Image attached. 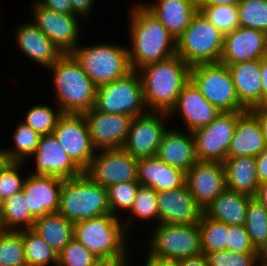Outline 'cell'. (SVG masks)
Masks as SVG:
<instances>
[{"label": "cell", "instance_id": "obj_38", "mask_svg": "<svg viewBox=\"0 0 267 266\" xmlns=\"http://www.w3.org/2000/svg\"><path fill=\"white\" fill-rule=\"evenodd\" d=\"M237 7L239 27L267 33V0H241Z\"/></svg>", "mask_w": 267, "mask_h": 266}, {"label": "cell", "instance_id": "obj_60", "mask_svg": "<svg viewBox=\"0 0 267 266\" xmlns=\"http://www.w3.org/2000/svg\"><path fill=\"white\" fill-rule=\"evenodd\" d=\"M4 200L2 199V197L0 196V211H3V207H4Z\"/></svg>", "mask_w": 267, "mask_h": 266}, {"label": "cell", "instance_id": "obj_4", "mask_svg": "<svg viewBox=\"0 0 267 266\" xmlns=\"http://www.w3.org/2000/svg\"><path fill=\"white\" fill-rule=\"evenodd\" d=\"M120 218L108 213L75 222L74 238L97 257H127V235L132 220L123 219L127 220L124 222Z\"/></svg>", "mask_w": 267, "mask_h": 266}, {"label": "cell", "instance_id": "obj_43", "mask_svg": "<svg viewBox=\"0 0 267 266\" xmlns=\"http://www.w3.org/2000/svg\"><path fill=\"white\" fill-rule=\"evenodd\" d=\"M24 163L25 161H7L0 169V196L4 201L22 191L25 178L23 179L20 170Z\"/></svg>", "mask_w": 267, "mask_h": 266}, {"label": "cell", "instance_id": "obj_42", "mask_svg": "<svg viewBox=\"0 0 267 266\" xmlns=\"http://www.w3.org/2000/svg\"><path fill=\"white\" fill-rule=\"evenodd\" d=\"M128 213L147 221H152L154 219V221H158L157 224H159L157 192L151 187L140 185L133 206Z\"/></svg>", "mask_w": 267, "mask_h": 266}, {"label": "cell", "instance_id": "obj_2", "mask_svg": "<svg viewBox=\"0 0 267 266\" xmlns=\"http://www.w3.org/2000/svg\"><path fill=\"white\" fill-rule=\"evenodd\" d=\"M190 69L177 54L141 67L138 73L147 111L169 113L182 88L190 81Z\"/></svg>", "mask_w": 267, "mask_h": 266}, {"label": "cell", "instance_id": "obj_25", "mask_svg": "<svg viewBox=\"0 0 267 266\" xmlns=\"http://www.w3.org/2000/svg\"><path fill=\"white\" fill-rule=\"evenodd\" d=\"M137 181L154 191H167L185 185L186 172L172 167L157 156L138 159Z\"/></svg>", "mask_w": 267, "mask_h": 266}, {"label": "cell", "instance_id": "obj_50", "mask_svg": "<svg viewBox=\"0 0 267 266\" xmlns=\"http://www.w3.org/2000/svg\"><path fill=\"white\" fill-rule=\"evenodd\" d=\"M128 257H97L91 266H129Z\"/></svg>", "mask_w": 267, "mask_h": 266}, {"label": "cell", "instance_id": "obj_24", "mask_svg": "<svg viewBox=\"0 0 267 266\" xmlns=\"http://www.w3.org/2000/svg\"><path fill=\"white\" fill-rule=\"evenodd\" d=\"M15 36L21 53L44 68H50L63 55L33 22L18 25Z\"/></svg>", "mask_w": 267, "mask_h": 266}, {"label": "cell", "instance_id": "obj_15", "mask_svg": "<svg viewBox=\"0 0 267 266\" xmlns=\"http://www.w3.org/2000/svg\"><path fill=\"white\" fill-rule=\"evenodd\" d=\"M164 118H169L168 113L155 111L132 118L123 149L135 159L156 156L163 135L168 130Z\"/></svg>", "mask_w": 267, "mask_h": 266}, {"label": "cell", "instance_id": "obj_49", "mask_svg": "<svg viewBox=\"0 0 267 266\" xmlns=\"http://www.w3.org/2000/svg\"><path fill=\"white\" fill-rule=\"evenodd\" d=\"M259 183L267 181V146L255 157Z\"/></svg>", "mask_w": 267, "mask_h": 266}, {"label": "cell", "instance_id": "obj_31", "mask_svg": "<svg viewBox=\"0 0 267 266\" xmlns=\"http://www.w3.org/2000/svg\"><path fill=\"white\" fill-rule=\"evenodd\" d=\"M31 229L58 253L74 238V223L58 212L37 218Z\"/></svg>", "mask_w": 267, "mask_h": 266}, {"label": "cell", "instance_id": "obj_1", "mask_svg": "<svg viewBox=\"0 0 267 266\" xmlns=\"http://www.w3.org/2000/svg\"><path fill=\"white\" fill-rule=\"evenodd\" d=\"M130 15L128 55L132 70L176 54V40L141 1L133 6Z\"/></svg>", "mask_w": 267, "mask_h": 266}, {"label": "cell", "instance_id": "obj_17", "mask_svg": "<svg viewBox=\"0 0 267 266\" xmlns=\"http://www.w3.org/2000/svg\"><path fill=\"white\" fill-rule=\"evenodd\" d=\"M89 127L92 145L96 150L123 148L133 117L106 114L93 107L83 113Z\"/></svg>", "mask_w": 267, "mask_h": 266}, {"label": "cell", "instance_id": "obj_53", "mask_svg": "<svg viewBox=\"0 0 267 266\" xmlns=\"http://www.w3.org/2000/svg\"><path fill=\"white\" fill-rule=\"evenodd\" d=\"M241 0H196L197 8L212 7L216 5H234L237 6Z\"/></svg>", "mask_w": 267, "mask_h": 266}, {"label": "cell", "instance_id": "obj_40", "mask_svg": "<svg viewBox=\"0 0 267 266\" xmlns=\"http://www.w3.org/2000/svg\"><path fill=\"white\" fill-rule=\"evenodd\" d=\"M140 184L138 181L124 182L111 185L107 188L110 213L119 217L117 213L130 211ZM120 211V212H118Z\"/></svg>", "mask_w": 267, "mask_h": 266}, {"label": "cell", "instance_id": "obj_8", "mask_svg": "<svg viewBox=\"0 0 267 266\" xmlns=\"http://www.w3.org/2000/svg\"><path fill=\"white\" fill-rule=\"evenodd\" d=\"M190 80L220 112L247 111L238 100L227 65L220 62L194 65L190 69Z\"/></svg>", "mask_w": 267, "mask_h": 266}, {"label": "cell", "instance_id": "obj_58", "mask_svg": "<svg viewBox=\"0 0 267 266\" xmlns=\"http://www.w3.org/2000/svg\"><path fill=\"white\" fill-rule=\"evenodd\" d=\"M8 230L6 229L3 218H2V211H0V235L6 233Z\"/></svg>", "mask_w": 267, "mask_h": 266}, {"label": "cell", "instance_id": "obj_61", "mask_svg": "<svg viewBox=\"0 0 267 266\" xmlns=\"http://www.w3.org/2000/svg\"><path fill=\"white\" fill-rule=\"evenodd\" d=\"M265 58H267V43H266V52H265Z\"/></svg>", "mask_w": 267, "mask_h": 266}, {"label": "cell", "instance_id": "obj_39", "mask_svg": "<svg viewBox=\"0 0 267 266\" xmlns=\"http://www.w3.org/2000/svg\"><path fill=\"white\" fill-rule=\"evenodd\" d=\"M0 266H27L23 246V230L0 235Z\"/></svg>", "mask_w": 267, "mask_h": 266}, {"label": "cell", "instance_id": "obj_23", "mask_svg": "<svg viewBox=\"0 0 267 266\" xmlns=\"http://www.w3.org/2000/svg\"><path fill=\"white\" fill-rule=\"evenodd\" d=\"M174 129L164 133L156 156L168 165L187 172L198 161L194 136L187 130L183 133Z\"/></svg>", "mask_w": 267, "mask_h": 266}, {"label": "cell", "instance_id": "obj_22", "mask_svg": "<svg viewBox=\"0 0 267 266\" xmlns=\"http://www.w3.org/2000/svg\"><path fill=\"white\" fill-rule=\"evenodd\" d=\"M180 113L181 120L187 131L194 130L210 124L221 112L209 103L200 90L190 80L181 90L177 102L168 115Z\"/></svg>", "mask_w": 267, "mask_h": 266}, {"label": "cell", "instance_id": "obj_9", "mask_svg": "<svg viewBox=\"0 0 267 266\" xmlns=\"http://www.w3.org/2000/svg\"><path fill=\"white\" fill-rule=\"evenodd\" d=\"M153 231L146 258L177 261L202 254L198 224L159 223Z\"/></svg>", "mask_w": 267, "mask_h": 266}, {"label": "cell", "instance_id": "obj_20", "mask_svg": "<svg viewBox=\"0 0 267 266\" xmlns=\"http://www.w3.org/2000/svg\"><path fill=\"white\" fill-rule=\"evenodd\" d=\"M62 183L63 179L54 176L31 173L25 177L22 192L35 219L58 211Z\"/></svg>", "mask_w": 267, "mask_h": 266}, {"label": "cell", "instance_id": "obj_36", "mask_svg": "<svg viewBox=\"0 0 267 266\" xmlns=\"http://www.w3.org/2000/svg\"><path fill=\"white\" fill-rule=\"evenodd\" d=\"M244 227L251 244L258 250L267 238V209L254 197L248 202Z\"/></svg>", "mask_w": 267, "mask_h": 266}, {"label": "cell", "instance_id": "obj_30", "mask_svg": "<svg viewBox=\"0 0 267 266\" xmlns=\"http://www.w3.org/2000/svg\"><path fill=\"white\" fill-rule=\"evenodd\" d=\"M252 197L225 189L203 211L216 221L226 225H244L248 202Z\"/></svg>", "mask_w": 267, "mask_h": 266}, {"label": "cell", "instance_id": "obj_37", "mask_svg": "<svg viewBox=\"0 0 267 266\" xmlns=\"http://www.w3.org/2000/svg\"><path fill=\"white\" fill-rule=\"evenodd\" d=\"M55 109L48 104L38 103V105L36 104L29 108L22 122L41 136L53 134L59 118L63 115L62 110L58 106Z\"/></svg>", "mask_w": 267, "mask_h": 266}, {"label": "cell", "instance_id": "obj_51", "mask_svg": "<svg viewBox=\"0 0 267 266\" xmlns=\"http://www.w3.org/2000/svg\"><path fill=\"white\" fill-rule=\"evenodd\" d=\"M250 111L257 117L259 120L265 141L267 144V105H260L250 109Z\"/></svg>", "mask_w": 267, "mask_h": 266}, {"label": "cell", "instance_id": "obj_46", "mask_svg": "<svg viewBox=\"0 0 267 266\" xmlns=\"http://www.w3.org/2000/svg\"><path fill=\"white\" fill-rule=\"evenodd\" d=\"M227 250L232 252H257L250 242L244 225L228 226Z\"/></svg>", "mask_w": 267, "mask_h": 266}, {"label": "cell", "instance_id": "obj_54", "mask_svg": "<svg viewBox=\"0 0 267 266\" xmlns=\"http://www.w3.org/2000/svg\"><path fill=\"white\" fill-rule=\"evenodd\" d=\"M262 73V105H267V58L260 59Z\"/></svg>", "mask_w": 267, "mask_h": 266}, {"label": "cell", "instance_id": "obj_10", "mask_svg": "<svg viewBox=\"0 0 267 266\" xmlns=\"http://www.w3.org/2000/svg\"><path fill=\"white\" fill-rule=\"evenodd\" d=\"M93 108L106 114H123L136 117L147 109L143 101L142 81L136 70L122 78L97 87Z\"/></svg>", "mask_w": 267, "mask_h": 266}, {"label": "cell", "instance_id": "obj_14", "mask_svg": "<svg viewBox=\"0 0 267 266\" xmlns=\"http://www.w3.org/2000/svg\"><path fill=\"white\" fill-rule=\"evenodd\" d=\"M137 162L138 159L123 148L97 150L84 173L108 188L118 183L137 181Z\"/></svg>", "mask_w": 267, "mask_h": 266}, {"label": "cell", "instance_id": "obj_45", "mask_svg": "<svg viewBox=\"0 0 267 266\" xmlns=\"http://www.w3.org/2000/svg\"><path fill=\"white\" fill-rule=\"evenodd\" d=\"M208 266H259L257 252H232L228 250L207 253Z\"/></svg>", "mask_w": 267, "mask_h": 266}, {"label": "cell", "instance_id": "obj_7", "mask_svg": "<svg viewBox=\"0 0 267 266\" xmlns=\"http://www.w3.org/2000/svg\"><path fill=\"white\" fill-rule=\"evenodd\" d=\"M224 35L198 11L176 41V54L190 67L218 63L223 50Z\"/></svg>", "mask_w": 267, "mask_h": 266}, {"label": "cell", "instance_id": "obj_35", "mask_svg": "<svg viewBox=\"0 0 267 266\" xmlns=\"http://www.w3.org/2000/svg\"><path fill=\"white\" fill-rule=\"evenodd\" d=\"M198 227L202 254L227 250L228 225L213 220L202 213Z\"/></svg>", "mask_w": 267, "mask_h": 266}, {"label": "cell", "instance_id": "obj_34", "mask_svg": "<svg viewBox=\"0 0 267 266\" xmlns=\"http://www.w3.org/2000/svg\"><path fill=\"white\" fill-rule=\"evenodd\" d=\"M2 218L8 231L31 229L36 220L29 211L22 191L5 200Z\"/></svg>", "mask_w": 267, "mask_h": 266}, {"label": "cell", "instance_id": "obj_21", "mask_svg": "<svg viewBox=\"0 0 267 266\" xmlns=\"http://www.w3.org/2000/svg\"><path fill=\"white\" fill-rule=\"evenodd\" d=\"M159 223L198 224L203 210L196 204L186 184L157 192Z\"/></svg>", "mask_w": 267, "mask_h": 266}, {"label": "cell", "instance_id": "obj_55", "mask_svg": "<svg viewBox=\"0 0 267 266\" xmlns=\"http://www.w3.org/2000/svg\"><path fill=\"white\" fill-rule=\"evenodd\" d=\"M144 266H178V260H163L158 258H146Z\"/></svg>", "mask_w": 267, "mask_h": 266}, {"label": "cell", "instance_id": "obj_48", "mask_svg": "<svg viewBox=\"0 0 267 266\" xmlns=\"http://www.w3.org/2000/svg\"><path fill=\"white\" fill-rule=\"evenodd\" d=\"M73 9V15H77L87 21L92 8L94 0H70Z\"/></svg>", "mask_w": 267, "mask_h": 266}, {"label": "cell", "instance_id": "obj_44", "mask_svg": "<svg viewBox=\"0 0 267 266\" xmlns=\"http://www.w3.org/2000/svg\"><path fill=\"white\" fill-rule=\"evenodd\" d=\"M96 259L97 256L73 238L58 253L57 266H91Z\"/></svg>", "mask_w": 267, "mask_h": 266}, {"label": "cell", "instance_id": "obj_12", "mask_svg": "<svg viewBox=\"0 0 267 266\" xmlns=\"http://www.w3.org/2000/svg\"><path fill=\"white\" fill-rule=\"evenodd\" d=\"M53 135L71 160L84 172L97 151L92 145L84 115L63 113L53 130Z\"/></svg>", "mask_w": 267, "mask_h": 266}, {"label": "cell", "instance_id": "obj_13", "mask_svg": "<svg viewBox=\"0 0 267 266\" xmlns=\"http://www.w3.org/2000/svg\"><path fill=\"white\" fill-rule=\"evenodd\" d=\"M32 21L47 36L62 54H71L81 44L79 42L80 17L73 14H61L32 1ZM78 19V20H77Z\"/></svg>", "mask_w": 267, "mask_h": 266}, {"label": "cell", "instance_id": "obj_56", "mask_svg": "<svg viewBox=\"0 0 267 266\" xmlns=\"http://www.w3.org/2000/svg\"><path fill=\"white\" fill-rule=\"evenodd\" d=\"M254 198L267 209V181L260 183Z\"/></svg>", "mask_w": 267, "mask_h": 266}, {"label": "cell", "instance_id": "obj_32", "mask_svg": "<svg viewBox=\"0 0 267 266\" xmlns=\"http://www.w3.org/2000/svg\"><path fill=\"white\" fill-rule=\"evenodd\" d=\"M23 246L27 266H57L58 252L32 229L23 230Z\"/></svg>", "mask_w": 267, "mask_h": 266}, {"label": "cell", "instance_id": "obj_19", "mask_svg": "<svg viewBox=\"0 0 267 266\" xmlns=\"http://www.w3.org/2000/svg\"><path fill=\"white\" fill-rule=\"evenodd\" d=\"M267 33L245 27H237L224 35L220 63L225 65L258 60L265 57Z\"/></svg>", "mask_w": 267, "mask_h": 266}, {"label": "cell", "instance_id": "obj_59", "mask_svg": "<svg viewBox=\"0 0 267 266\" xmlns=\"http://www.w3.org/2000/svg\"><path fill=\"white\" fill-rule=\"evenodd\" d=\"M6 156L3 154L2 149H0V169L3 167V165L7 162Z\"/></svg>", "mask_w": 267, "mask_h": 266}, {"label": "cell", "instance_id": "obj_5", "mask_svg": "<svg viewBox=\"0 0 267 266\" xmlns=\"http://www.w3.org/2000/svg\"><path fill=\"white\" fill-rule=\"evenodd\" d=\"M57 212L73 223L108 214L107 188L94 182L84 172L63 180Z\"/></svg>", "mask_w": 267, "mask_h": 266}, {"label": "cell", "instance_id": "obj_52", "mask_svg": "<svg viewBox=\"0 0 267 266\" xmlns=\"http://www.w3.org/2000/svg\"><path fill=\"white\" fill-rule=\"evenodd\" d=\"M178 266H208L206 256L200 254L178 260Z\"/></svg>", "mask_w": 267, "mask_h": 266}, {"label": "cell", "instance_id": "obj_18", "mask_svg": "<svg viewBox=\"0 0 267 266\" xmlns=\"http://www.w3.org/2000/svg\"><path fill=\"white\" fill-rule=\"evenodd\" d=\"M35 158L32 174L47 175L63 180L79 176L83 171L71 160L53 134L41 136L37 150L31 155Z\"/></svg>", "mask_w": 267, "mask_h": 266}, {"label": "cell", "instance_id": "obj_6", "mask_svg": "<svg viewBox=\"0 0 267 266\" xmlns=\"http://www.w3.org/2000/svg\"><path fill=\"white\" fill-rule=\"evenodd\" d=\"M71 54L96 87L109 84L132 71L127 46L105 42L78 45Z\"/></svg>", "mask_w": 267, "mask_h": 266}, {"label": "cell", "instance_id": "obj_41", "mask_svg": "<svg viewBox=\"0 0 267 266\" xmlns=\"http://www.w3.org/2000/svg\"><path fill=\"white\" fill-rule=\"evenodd\" d=\"M206 19L220 30L223 35L239 27L238 7L234 5H216L198 8Z\"/></svg>", "mask_w": 267, "mask_h": 266}, {"label": "cell", "instance_id": "obj_26", "mask_svg": "<svg viewBox=\"0 0 267 266\" xmlns=\"http://www.w3.org/2000/svg\"><path fill=\"white\" fill-rule=\"evenodd\" d=\"M267 146L261 124L250 111L238 112V123L226 158L259 155Z\"/></svg>", "mask_w": 267, "mask_h": 266}, {"label": "cell", "instance_id": "obj_57", "mask_svg": "<svg viewBox=\"0 0 267 266\" xmlns=\"http://www.w3.org/2000/svg\"><path fill=\"white\" fill-rule=\"evenodd\" d=\"M257 256L260 266H267V238L263 245L257 250Z\"/></svg>", "mask_w": 267, "mask_h": 266}, {"label": "cell", "instance_id": "obj_29", "mask_svg": "<svg viewBox=\"0 0 267 266\" xmlns=\"http://www.w3.org/2000/svg\"><path fill=\"white\" fill-rule=\"evenodd\" d=\"M226 189L255 197L260 185L254 156H238L223 161Z\"/></svg>", "mask_w": 267, "mask_h": 266}, {"label": "cell", "instance_id": "obj_11", "mask_svg": "<svg viewBox=\"0 0 267 266\" xmlns=\"http://www.w3.org/2000/svg\"><path fill=\"white\" fill-rule=\"evenodd\" d=\"M238 123V112H221L210 124L194 130L199 161L223 162Z\"/></svg>", "mask_w": 267, "mask_h": 266}, {"label": "cell", "instance_id": "obj_28", "mask_svg": "<svg viewBox=\"0 0 267 266\" xmlns=\"http://www.w3.org/2000/svg\"><path fill=\"white\" fill-rule=\"evenodd\" d=\"M142 3L158 18L176 41L198 12L196 0H157L150 4Z\"/></svg>", "mask_w": 267, "mask_h": 266}, {"label": "cell", "instance_id": "obj_33", "mask_svg": "<svg viewBox=\"0 0 267 266\" xmlns=\"http://www.w3.org/2000/svg\"><path fill=\"white\" fill-rule=\"evenodd\" d=\"M15 129L12 134L14 147L3 148L2 152L8 161L26 162L37 150L41 135L22 121L17 123Z\"/></svg>", "mask_w": 267, "mask_h": 266}, {"label": "cell", "instance_id": "obj_47", "mask_svg": "<svg viewBox=\"0 0 267 266\" xmlns=\"http://www.w3.org/2000/svg\"><path fill=\"white\" fill-rule=\"evenodd\" d=\"M42 6L61 14H73L70 0H37Z\"/></svg>", "mask_w": 267, "mask_h": 266}, {"label": "cell", "instance_id": "obj_3", "mask_svg": "<svg viewBox=\"0 0 267 266\" xmlns=\"http://www.w3.org/2000/svg\"><path fill=\"white\" fill-rule=\"evenodd\" d=\"M48 70L55 103L63 113L83 114L94 106L97 87L72 54H63Z\"/></svg>", "mask_w": 267, "mask_h": 266}, {"label": "cell", "instance_id": "obj_27", "mask_svg": "<svg viewBox=\"0 0 267 266\" xmlns=\"http://www.w3.org/2000/svg\"><path fill=\"white\" fill-rule=\"evenodd\" d=\"M239 102L247 109L262 105L260 59L227 65Z\"/></svg>", "mask_w": 267, "mask_h": 266}, {"label": "cell", "instance_id": "obj_16", "mask_svg": "<svg viewBox=\"0 0 267 266\" xmlns=\"http://www.w3.org/2000/svg\"><path fill=\"white\" fill-rule=\"evenodd\" d=\"M185 184L204 211L226 189L223 162L197 161L187 172Z\"/></svg>", "mask_w": 267, "mask_h": 266}]
</instances>
